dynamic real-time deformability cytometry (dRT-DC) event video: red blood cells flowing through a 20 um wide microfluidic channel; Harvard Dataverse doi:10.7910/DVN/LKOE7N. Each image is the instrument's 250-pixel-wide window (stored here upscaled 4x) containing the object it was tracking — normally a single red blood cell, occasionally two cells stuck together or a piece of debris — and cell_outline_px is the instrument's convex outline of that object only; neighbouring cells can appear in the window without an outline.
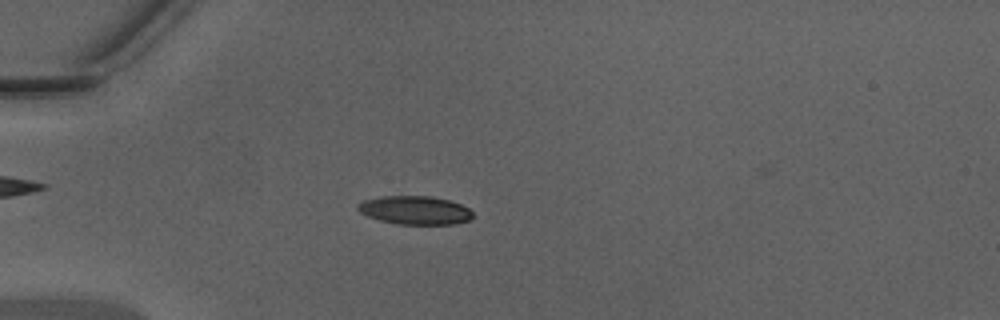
{"species": "Egyptian fruit bat (a non-hibernating species)", "species_latin": "Rousettus aegyptiacus", "temperature_condition": "warm", "stored_images_in_passage": 48, "camera_frame_rate_fps": 3000, "um_per_image_px": 0.085, "animal": {"sex": "male"}, "frame": {"image": 1, "passage_image": 14, "time_ms": 4.333, "image_size_px": [1000, 320], "cell_outline_px": [[472, 220], [456, 224], [396, 224], [380, 220], [368, 216], [360, 212], [356, 208], [356, 204], [364, 200], [380, 196], [432, 196], [448, 200], [460, 204], [468, 208], [472, 212]], "centroid_in_image_um": [35.27, 17.87], "position_along_channel_um": 49.7, "area_um2": 19.19}}
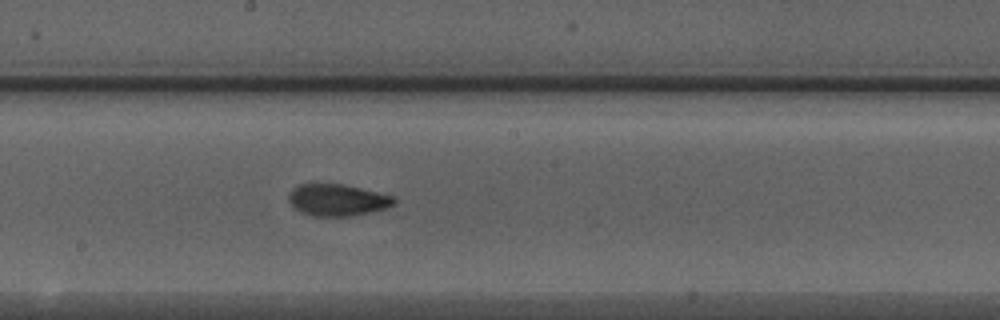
{"frame": {"image": 2, "passage_image": 27, "time_ms": 8.667, "image_size_px": [1000, 320], "cell_outline_px": [[396, 204], [388, 208], [352, 216], [312, 216], [300, 212], [288, 200], [288, 192], [292, 188], [300, 184], [344, 184], [396, 196]], "centroid_in_image_um": [28.71, 17.0], "position_along_channel_um": 219.5, "area_um2": 19.77}}
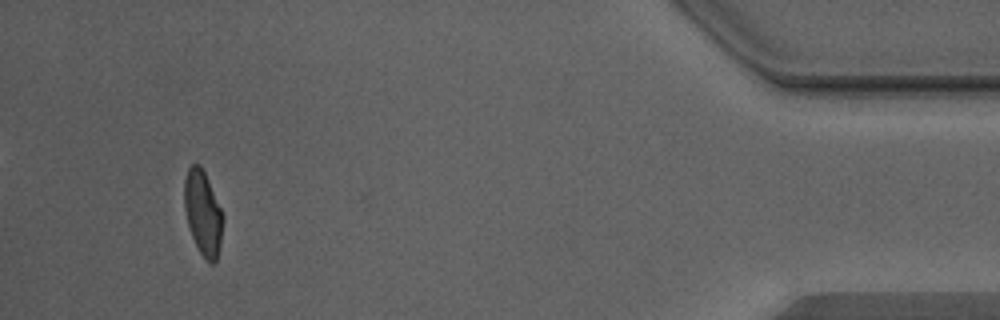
{"frame": {"image": 3, "passage_image": 45, "time_ms": 14.667, "image_size_px": [1000, 320], "cell_outline_px": [[224, 216], [220, 244], [216, 260], [212, 264], [208, 264], [200, 252], [192, 236], [188, 224], [184, 208], [184, 180], [188, 168], [192, 164], [200, 164], [208, 180]], "centroid_in_image_um": [17.24, 18.1], "position_along_channel_um": 418.0, "area_um2": 18.9}, "authors_computed_cell_mechanics": {"area_um2": 19.4786, "velocity_mm_per_s": 4.3894, "shape_relaxation_time_tau1_ms": 4.3072, "shape_relaxation_time_tau2_ms": 0.9042, "deformation_change_tau1": 0.184, "deformation_change_tau2": 0.061}}